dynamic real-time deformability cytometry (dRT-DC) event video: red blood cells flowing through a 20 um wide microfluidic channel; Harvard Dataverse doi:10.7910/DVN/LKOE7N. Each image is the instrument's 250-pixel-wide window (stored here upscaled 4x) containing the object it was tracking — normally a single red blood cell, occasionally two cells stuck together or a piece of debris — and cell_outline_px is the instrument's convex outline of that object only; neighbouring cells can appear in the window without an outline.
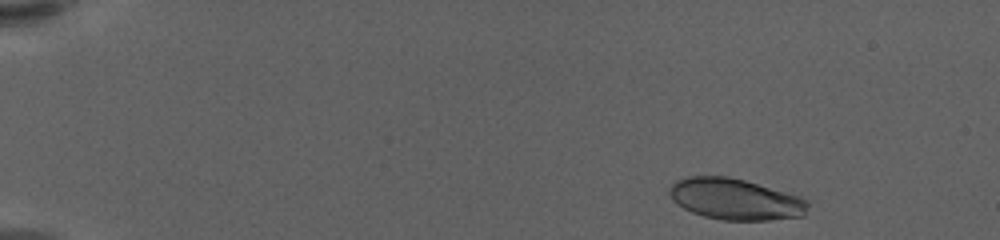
{"species": "human", "species_latin": "Homo sapiens", "temperature_condition": "warm", "stored_images_in_passage": 54, "camera_frame_rate_fps": 3000, "um_per_image_px": 0.085, "donor": {"sex": "female"}, "frame": {"image": 1, "passage_image": 3, "time_ms": 0.667, "image_size_px": [1000, 240], "cell_outline_px": [[808, 204], [804, 216], [768, 220], [720, 220], [704, 216], [692, 212], [684, 208], [672, 200], [668, 192], [668, 188], [676, 180], [688, 176], [728, 176], [744, 180], [800, 196], [808, 200]], "centroid_in_image_um": [62.48, 16.93], "position_along_channel_um": 22.5, "area_um2": 33.29}}
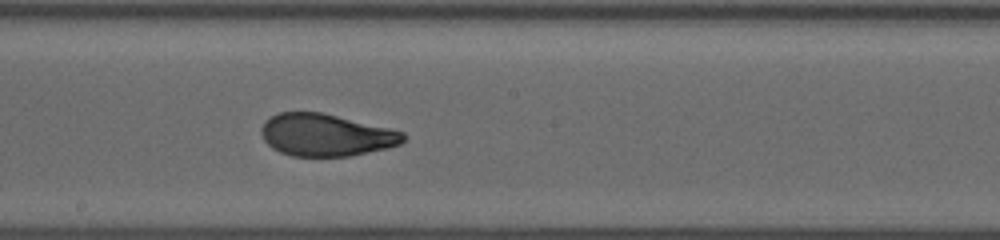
{"frame": {"image": 2, "passage_image": 30, "time_ms": 9.667, "image_size_px": [1000, 240], "cell_outline_px": [[408, 136], [400, 144], [388, 148], [348, 156], [292, 156], [280, 152], [272, 148], [264, 140], [260, 132], [260, 128], [264, 120], [280, 112], [320, 112], [388, 128], [404, 132]], "centroid_in_image_um": [27.68, 11.48], "position_along_channel_um": 220.5, "area_um2": 34.85}}
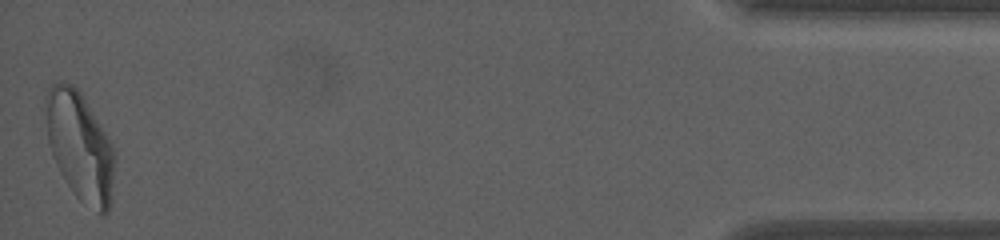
{"frame": {"image": 3, "passage_image": 54, "time_ms": 17.667, "image_size_px": [1000, 240], "cell_outline_px": [[116, 156], [112, 200], [108, 212], [104, 216], [100, 216], [80, 200], [76, 196], [60, 172], [52, 156], [40, 108], [44, 96], [48, 88], [56, 80], [64, 80], [72, 84], [80, 92], [112, 144], [116, 152]], "centroid_in_image_um": [6.75, 12.41], "position_along_channel_um": 428.4, "area_um2": 45.03}, "authors_computed_cell_mechanics": {"area_um2": 35.547, "velocity_mm_per_s": 3.5758, "shape_relaxation_time_tau1_ms": 7.2001, "shape_relaxation_time_tau2_ms": 0.8451, "deformation_change_tau1": 0.2475, "deformation_change_tau2": 0.0631}}